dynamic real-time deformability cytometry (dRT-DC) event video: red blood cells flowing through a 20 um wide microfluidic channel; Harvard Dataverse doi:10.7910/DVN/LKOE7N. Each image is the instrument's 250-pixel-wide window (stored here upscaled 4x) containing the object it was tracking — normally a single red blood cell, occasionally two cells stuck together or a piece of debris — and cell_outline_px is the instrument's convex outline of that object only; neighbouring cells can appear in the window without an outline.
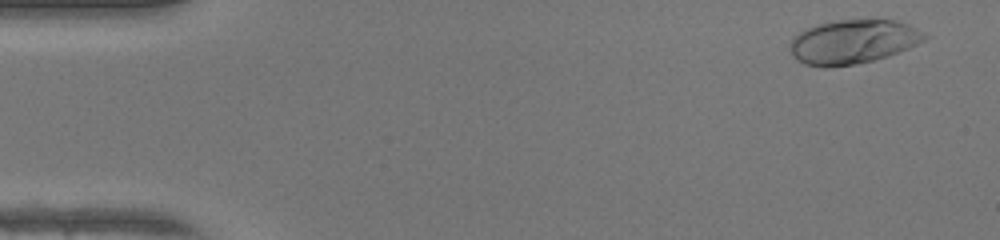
{"species": "human", "species_latin": "Homo sapiens", "temperature_condition": "warm", "stored_images_in_passage": 42, "camera_frame_rate_fps": 3000, "um_per_image_px": 0.085, "donor": {"sex": "female"}, "frame": {"image": 1, "passage_image": 1, "time_ms": 0.0, "image_size_px": [1000, 240], "cell_outline_px": [[932, 36], [908, 48], [888, 56], [872, 60], [852, 64], [828, 68], [824, 68], [804, 64], [792, 56], [788, 48], [792, 36], [816, 24], [840, 20], [896, 20], [908, 24]], "centroid_in_image_um": [72.48, 3.55], "position_along_channel_um": 12.5, "area_um2": 34.68}}
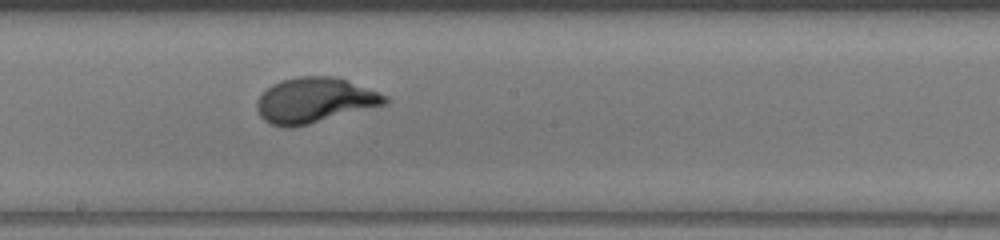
{"frame": {"image": 2, "passage_image": 25, "time_ms": 8.0, "image_size_px": [1000, 240], "cell_outline_px": [[388, 104], [308, 124], [288, 128], [284, 128], [272, 124], [264, 120], [260, 116], [256, 108], [256, 100], [272, 84], [280, 80], [296, 76], [336, 76], [348, 80], [388, 96]], "centroid_in_image_um": [26.74, 8.52], "position_along_channel_um": 221.5, "area_um2": 33.87}}
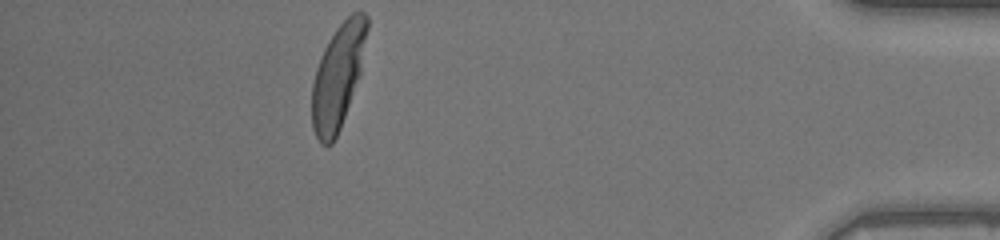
{"frame": {"image": 3, "passage_image": 42, "time_ms": 13.667, "image_size_px": [1000, 240], "cell_outline_px": [[368, 28], [360, 76], [340, 128], [332, 144], [320, 144], [312, 128], [312, 84], [316, 68], [320, 56], [328, 40], [336, 28], [352, 12], [364, 12], [368, 16]], "centroid_in_image_um": [28.73, 6.47], "position_along_channel_um": 406.5, "area_um2": 33.47}, "authors_computed_cell_mechanics": {"area_um2": 33.1772, "velocity_mm_per_s": 4.2249, "shape_relaxation_time_tau1_ms": 3.0346, "shape_relaxation_time_tau2_ms": null, "deformation_change_tau1": 0.2019, "deformation_change_tau2": null}}